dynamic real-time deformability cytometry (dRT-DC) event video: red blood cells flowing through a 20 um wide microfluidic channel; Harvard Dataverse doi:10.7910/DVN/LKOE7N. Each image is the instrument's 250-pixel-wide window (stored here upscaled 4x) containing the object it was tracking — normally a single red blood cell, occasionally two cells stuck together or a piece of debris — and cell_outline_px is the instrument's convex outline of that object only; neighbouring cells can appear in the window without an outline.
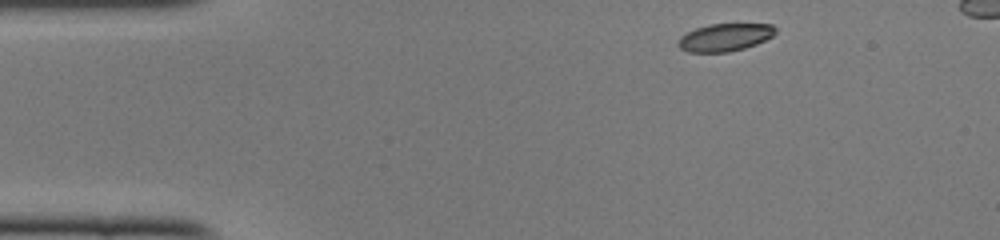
{"species": "common noctule bat (a hibernating species)", "species_latin": "Nyctalus noctula", "temperature_condition": "cold", "stored_images_in_passage": 40, "camera_frame_rate_fps": 3000, "um_per_image_px": 0.085, "animal": {"sex": "female", "body_mass_g": 22.0, "forearm_length_mm": 56.7}, "frame": {"image": 1, "passage_image": 1, "time_ms": 0.0, "image_size_px": [1000, 240], "cell_outline_px": [[776, 32], [772, 36], [756, 44], [744, 48], [728, 52], [688, 52], [680, 48], [676, 44], [676, 40], [680, 36], [696, 28], [708, 24], [772, 24], [776, 28]], "centroid_in_image_um": [61.58, 3.17], "position_along_channel_um": 23.4, "area_um2": 15.72}}
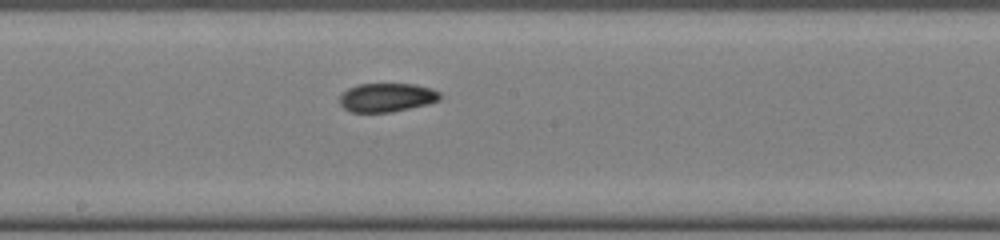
{"frame": {"image": 2, "passage_image": 20, "time_ms": 6.333, "image_size_px": [1000, 240], "cell_outline_px": [[440, 100], [428, 104], [392, 112], [352, 112], [344, 108], [340, 104], [340, 96], [348, 88], [356, 84], [416, 84], [432, 88], [440, 92]], "centroid_in_image_um": [32.9, 8.28], "position_along_channel_um": 215.3, "area_um2": 16.88}}
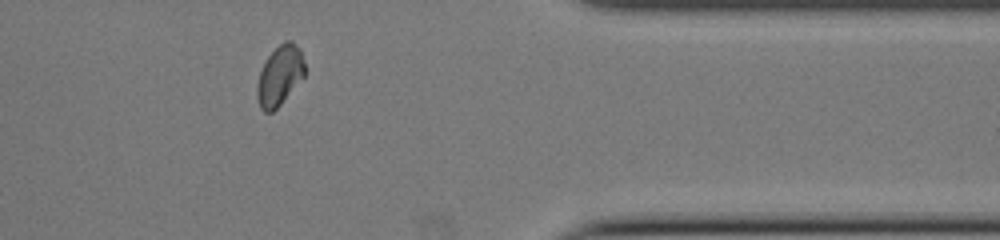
{"frame": {"image": 3, "passage_image": 34, "time_ms": 11.0, "image_size_px": [1000, 240], "cell_outline_px": [[304, 76], [280, 104], [272, 112], [264, 112], [260, 108], [256, 96], [256, 84], [260, 72], [268, 56], [284, 40], [292, 40], [300, 48], [304, 60]], "centroid_in_image_um": [23.76, 6.41], "position_along_channel_um": 387.6, "area_um2": 16.53}}